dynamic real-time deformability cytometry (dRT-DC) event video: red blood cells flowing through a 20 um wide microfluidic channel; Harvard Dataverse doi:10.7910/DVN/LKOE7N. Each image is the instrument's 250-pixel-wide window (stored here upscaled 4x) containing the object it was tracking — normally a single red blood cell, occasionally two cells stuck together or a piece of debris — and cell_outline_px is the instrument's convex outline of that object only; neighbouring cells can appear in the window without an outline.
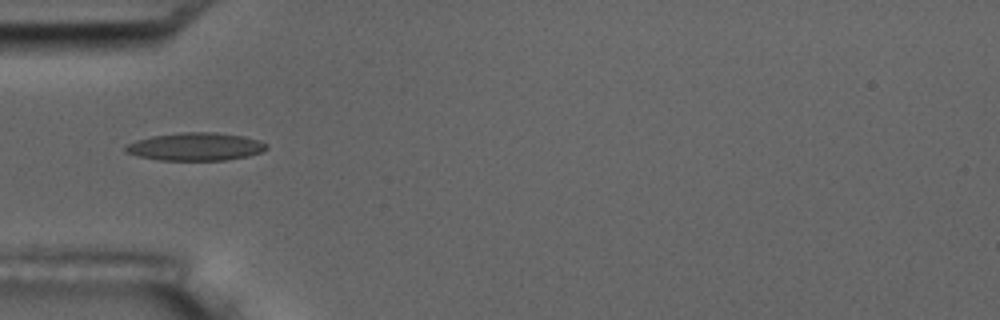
{"species": "common noctule bat (a hibernating species)", "species_latin": "Nyctalus noctula", "temperature_condition": "room temperature", "stored_images_in_passage": 10, "camera_frame_rate_fps": 3000, "um_per_image_px": 0.085, "animal": {"sex": "male", "body_mass_g": 17.5, "forearm_length_mm": 52.3}, "frame": {"image": 1, "passage_image": 5, "time_ms": 4.667, "image_size_px": [1000, 320], "cell_outline_px": [[268, 148], [260, 152], [248, 156], [224, 160], [160, 160], [136, 156], [124, 152], [124, 144], [136, 140], [152, 136], [180, 132], [212, 132], [244, 136], [260, 140], [268, 144]], "centroid_in_image_um": [16.58, 12.46], "position_along_channel_um": 68.4, "area_um2": 23.12}}
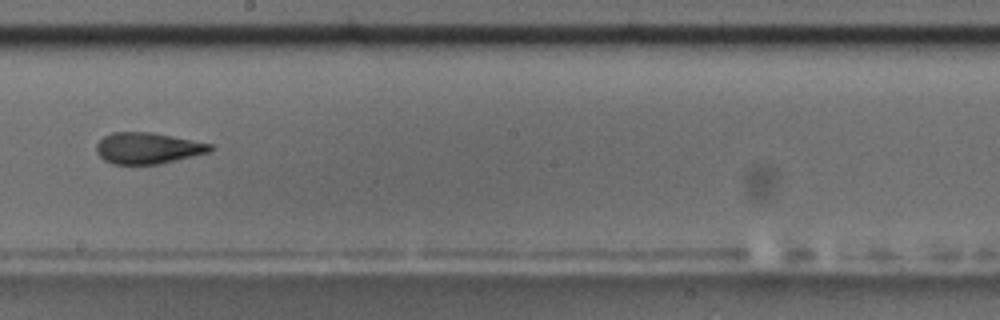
{"frame": {"image": 2, "passage_image": 9, "time_ms": 9.333, "image_size_px": [1000, 320], "cell_outline_px": [[216, 148], [212, 152], [160, 164], [112, 164], [104, 160], [96, 152], [96, 144], [104, 136], [112, 132], [152, 132], [212, 144]], "centroid_in_image_um": [12.59, 12.6], "position_along_channel_um": 235.6, "area_um2": 20.92}}